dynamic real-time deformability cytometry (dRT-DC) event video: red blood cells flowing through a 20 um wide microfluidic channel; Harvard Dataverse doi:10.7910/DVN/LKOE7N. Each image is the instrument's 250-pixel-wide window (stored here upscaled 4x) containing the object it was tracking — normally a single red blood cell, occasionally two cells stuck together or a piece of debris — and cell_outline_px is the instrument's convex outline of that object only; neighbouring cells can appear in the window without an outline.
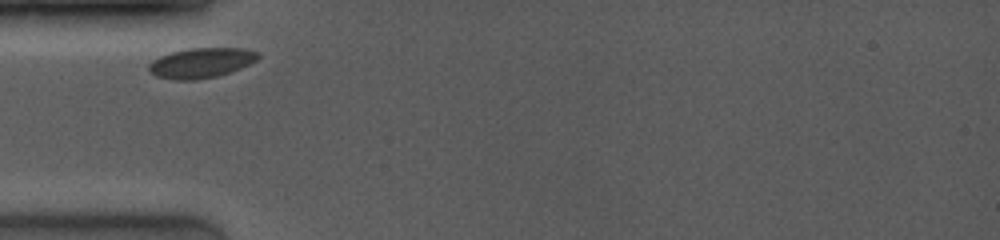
{"species": "common noctule bat (a hibernating species)", "species_latin": "Nyctalus noctula", "temperature_condition": "room temperature", "stored_images_in_passage": 67, "camera_frame_rate_fps": 4000, "um_per_image_px": 0.085, "animal": {"sex": "female", "body_mass_g": 19.0, "forearm_length_mm": 53.3}, "frame": {"image": 1, "passage_image": 1, "time_ms": 0.0, "image_size_px": [1000, 240], "cell_outline_px": [[260, 56], [256, 60], [240, 68], [216, 76], [196, 80], [172, 80], [156, 76], [148, 68], [148, 64], [152, 60], [160, 56], [172, 52], [188, 48], [244, 48], [260, 52]], "centroid_in_image_um": [17.09, 5.34], "position_along_channel_um": 67.9, "area_um2": 19.07}}
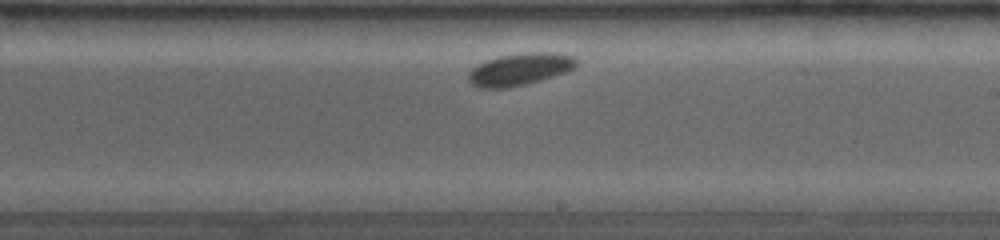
{"frame": {"image": 2, "passage_image": 42, "time_ms": 4.75, "image_size_px": [1000, 240], "cell_outline_px": [[576, 64], [572, 68], [564, 72], [540, 80], [524, 84], [504, 88], [480, 88], [472, 84], [468, 80], [468, 72], [472, 68], [488, 60], [500, 56], [524, 52], [556, 52], [572, 56], [576, 60]], "centroid_in_image_um": [44.15, 5.88], "position_along_channel_um": 244.8, "area_um2": 19.88}}
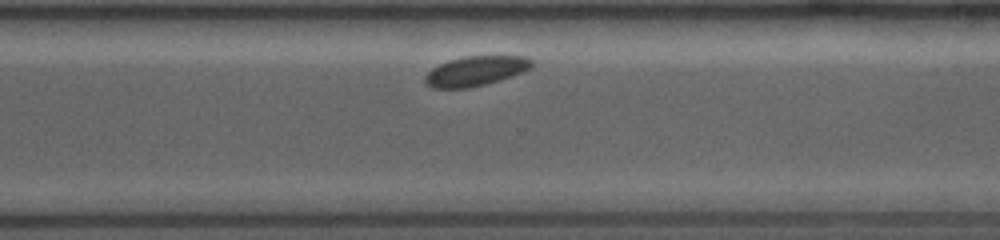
{"frame": {"image": 3, "passage_image": 62, "time_ms": 7.0, "image_size_px": [1000, 240], "cell_outline_px": [[532, 68], [524, 72], [500, 80], [468, 88], [432, 88], [424, 84], [424, 76], [432, 68], [448, 60], [464, 56], [524, 56], [532, 60]], "centroid_in_image_um": [40.41, 6.04], "position_along_channel_um": 330.2, "area_um2": 18.61}}